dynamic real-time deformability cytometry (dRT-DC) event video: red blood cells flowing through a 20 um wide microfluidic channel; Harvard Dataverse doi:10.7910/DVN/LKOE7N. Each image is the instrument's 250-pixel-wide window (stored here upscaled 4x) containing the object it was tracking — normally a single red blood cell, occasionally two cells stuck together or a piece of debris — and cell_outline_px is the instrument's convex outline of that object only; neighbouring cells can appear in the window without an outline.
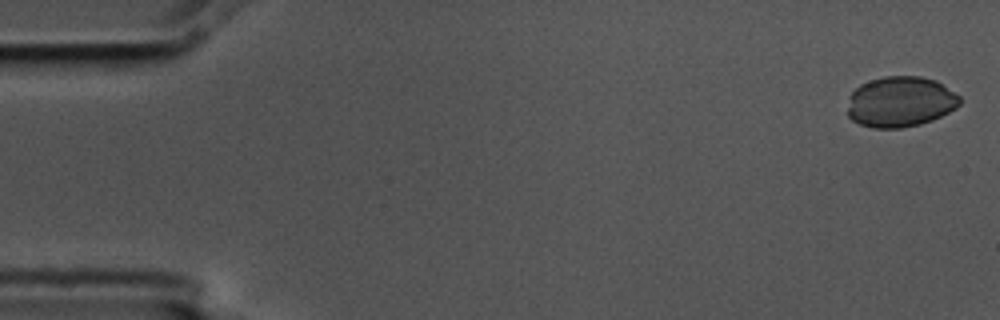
{"species": "common noctule bat (a hibernating species)", "species_latin": "Nyctalus noctula", "temperature_condition": "cold", "stored_images_in_passage": 5, "camera_frame_rate_fps": 3000, "um_per_image_px": 0.085, "animal": {"sex": "male", "body_mass_g": 17.5, "forearm_length_mm": 52.3}, "frame": {"image": 1, "passage_image": 1, "time_ms": 0.0, "image_size_px": [1000, 320], "cell_outline_px": [[960, 104], [956, 108], [932, 120], [920, 124], [900, 128], [872, 128], [860, 124], [852, 120], [848, 116], [848, 96], [860, 84], [884, 76], [920, 76], [936, 80], [960, 96]], "centroid_in_image_um": [76.51, 8.65], "position_along_channel_um": 8.5, "area_um2": 33.18}}